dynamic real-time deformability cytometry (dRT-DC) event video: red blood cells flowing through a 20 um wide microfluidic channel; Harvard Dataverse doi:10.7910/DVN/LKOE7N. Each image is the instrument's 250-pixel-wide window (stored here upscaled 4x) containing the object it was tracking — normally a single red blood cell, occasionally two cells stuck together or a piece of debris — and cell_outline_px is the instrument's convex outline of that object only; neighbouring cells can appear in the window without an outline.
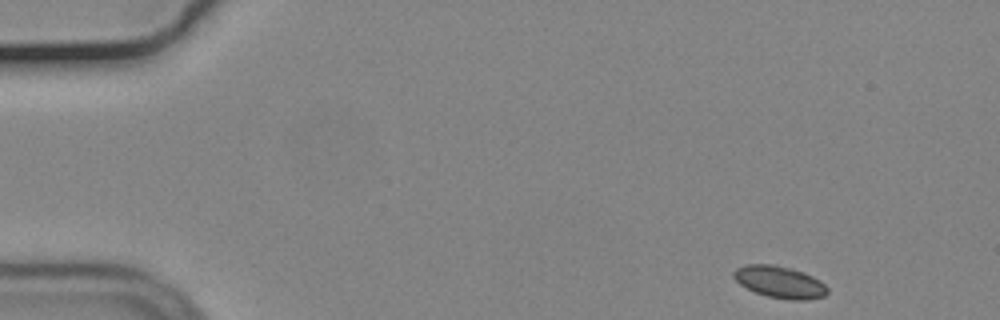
{"species": "common noctule bat (a hibernating species)", "species_latin": "Nyctalus noctula", "temperature_condition": "cold", "stored_images_in_passage": 51, "camera_frame_rate_fps": 3000, "um_per_image_px": 0.085, "animal": {"sex": "male", "body_mass_g": 19.2, "forearm_length_mm": 51.8}, "frame": {"image": 1, "passage_image": 1, "time_ms": 0.0, "image_size_px": [1000, 320], "cell_outline_px": [[828, 292], [824, 296], [808, 300], [792, 300], [768, 296], [756, 292], [740, 284], [732, 276], [732, 272], [736, 268], [744, 264], [772, 264], [792, 268], [804, 272], [820, 280], [828, 288]], "centroid_in_image_um": [66.28, 23.96], "position_along_channel_um": 18.7, "area_um2": 17.51}}
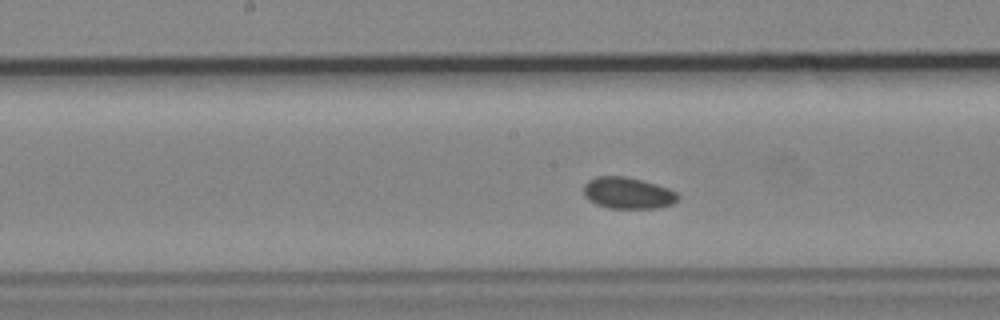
{"frame": {"image": 2, "passage_image": 24, "time_ms": 7.667, "image_size_px": [1000, 320], "cell_outline_px": [[680, 196], [672, 204], [656, 208], [608, 208], [596, 204], [588, 200], [584, 196], [584, 184], [588, 180], [596, 176], [624, 176], [656, 184], [668, 188], [676, 192]], "centroid_in_image_um": [53.34, 16.41], "position_along_channel_um": 194.9, "area_um2": 17.28}}
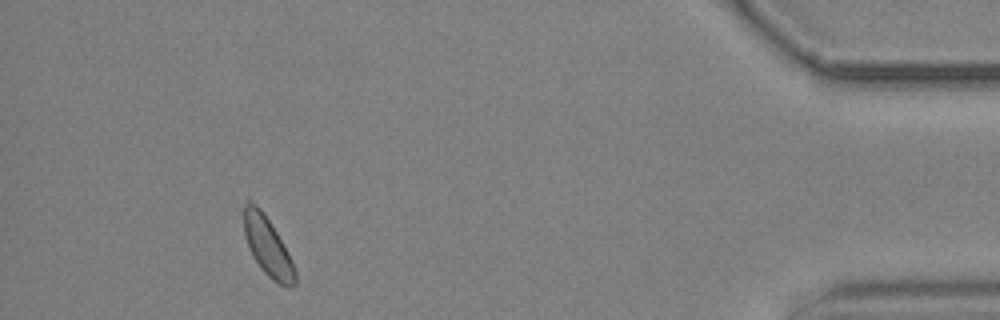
{"frame": {"image": 3, "passage_image": 47, "time_ms": 15.333, "image_size_px": [1000, 320], "cell_outline_px": [[296, 284], [292, 288], [288, 288], [272, 280], [260, 268], [252, 256], [248, 248], [244, 236], [240, 212], [244, 200], [248, 196], [264, 212], [288, 252], [292, 260], [296, 272]], "centroid_in_image_um": [22.67, 20.85], "position_along_channel_um": 412.5, "area_um2": 18.5}, "authors_computed_cell_mechanics": {"area_um2": 17.4556, "velocity_mm_per_s": 3.6426, "shape_relaxation_time_tau1_ms": 0.8222, "shape_relaxation_time_tau2_ms": 5.3998, "deformation_change_tau1": 0.0338, "deformation_change_tau2": 0.0751}}